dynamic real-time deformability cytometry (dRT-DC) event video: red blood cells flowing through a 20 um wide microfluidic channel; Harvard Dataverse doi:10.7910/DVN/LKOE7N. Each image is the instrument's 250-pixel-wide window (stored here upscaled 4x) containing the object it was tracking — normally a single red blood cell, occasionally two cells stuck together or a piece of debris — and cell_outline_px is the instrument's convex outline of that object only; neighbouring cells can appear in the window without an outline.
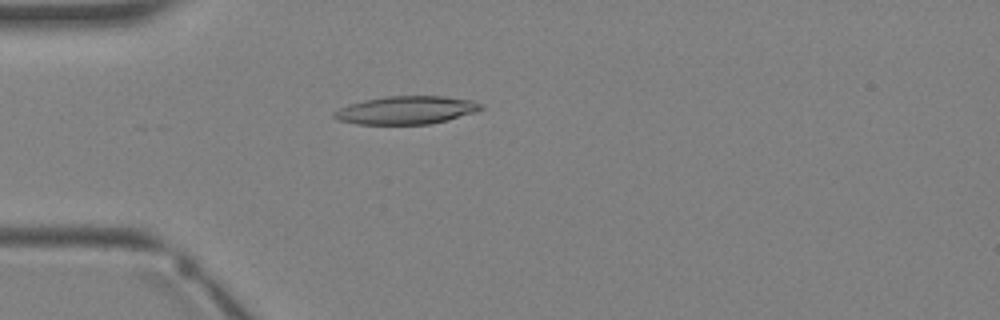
{"species": "Egyptian fruit bat (a non-hibernating species)", "species_latin": "Rousettus aegyptiacus", "temperature_condition": "warm", "stored_images_in_passage": 2, "camera_frame_rate_fps": 3000, "um_per_image_px": 0.085, "animal": {"sex": "female"}, "frame": {"image": 1, "passage_image": 2, "time_ms": 2.0, "image_size_px": [1000, 320], "cell_outline_px": [[484, 108], [476, 112], [448, 120], [432, 124], [356, 124], [340, 120], [332, 116], [332, 112], [348, 104], [364, 100], [384, 96], [444, 96], [472, 100], [484, 104]], "centroid_in_image_um": [34.56, 9.36], "position_along_channel_um": 50.4, "area_um2": 24.22}}